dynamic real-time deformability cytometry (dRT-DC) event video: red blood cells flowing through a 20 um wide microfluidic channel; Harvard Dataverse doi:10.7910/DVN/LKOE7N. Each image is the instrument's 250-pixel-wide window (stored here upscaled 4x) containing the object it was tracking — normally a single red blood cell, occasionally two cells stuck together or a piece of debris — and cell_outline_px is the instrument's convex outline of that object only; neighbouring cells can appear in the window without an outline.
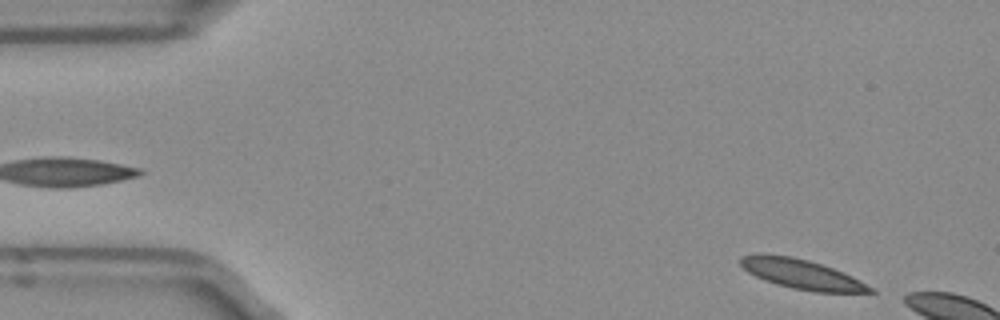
{"species": "Egyptian fruit bat (a non-hibernating species)", "species_latin": "Rousettus aegyptiacus", "temperature_condition": "room temperature", "stored_images_in_passage": 6, "camera_frame_rate_fps": 3000, "um_per_image_px": 0.085, "frame": {"image": 1, "passage_image": 2, "time_ms": 0.333, "image_size_px": [1000, 320], "cell_outline_px": [[876, 292], [816, 292], [792, 288], [776, 284], [764, 280], [748, 272], [740, 264], [740, 256], [792, 256], [808, 260], [832, 268], [852, 276], [872, 288]], "centroid_in_image_um": [68.17, 23.33], "position_along_channel_um": 16.8, "area_um2": 21.56}}